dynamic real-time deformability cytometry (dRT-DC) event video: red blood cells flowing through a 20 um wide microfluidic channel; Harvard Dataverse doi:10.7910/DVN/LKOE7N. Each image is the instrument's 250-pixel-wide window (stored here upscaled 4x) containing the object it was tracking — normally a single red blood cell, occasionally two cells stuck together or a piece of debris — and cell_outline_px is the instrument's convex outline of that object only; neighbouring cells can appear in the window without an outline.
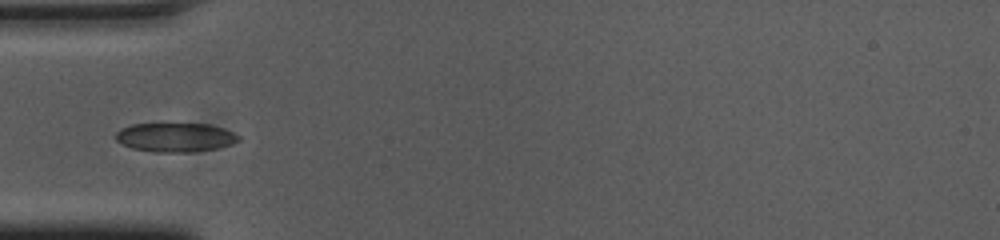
{"species": "common noctule bat (a hibernating species)", "species_latin": "Nyctalus noctula", "temperature_condition": "cold", "stored_images_in_passage": 39, "camera_frame_rate_fps": 3000, "um_per_image_px": 0.085, "animal": {"sex": "female", "body_mass_g": 23.0, "forearm_length_mm": 53.4}, "frame": {"image": 1, "passage_image": 1, "time_ms": 0.0, "image_size_px": [1000, 240], "cell_outline_px": [[240, 140], [232, 144], [216, 148], [188, 152], [156, 152], [132, 148], [116, 140], [116, 132], [120, 128], [132, 124], [208, 124], [224, 128], [240, 136]], "centroid_in_image_um": [14.91, 11.67], "position_along_channel_um": 70.1, "area_um2": 20.63}}
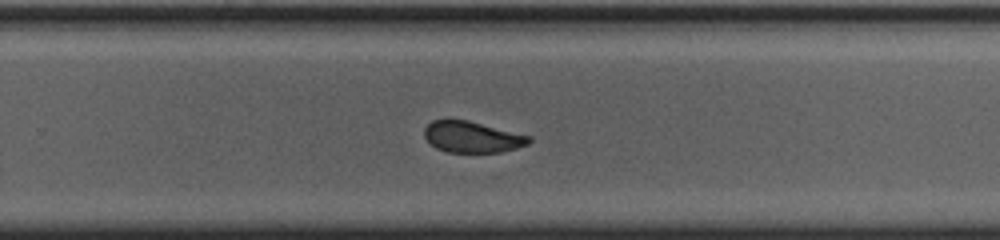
{"frame": {"image": 2, "passage_image": 19, "time_ms": 6.0, "image_size_px": [1000, 240], "cell_outline_px": [[532, 140], [528, 144], [516, 148], [500, 152], [448, 152], [436, 148], [424, 136], [424, 128], [432, 120], [448, 116], [468, 120], [532, 136]], "centroid_in_image_um": [40.1, 11.6], "position_along_channel_um": 289.7, "area_um2": 19.48}}
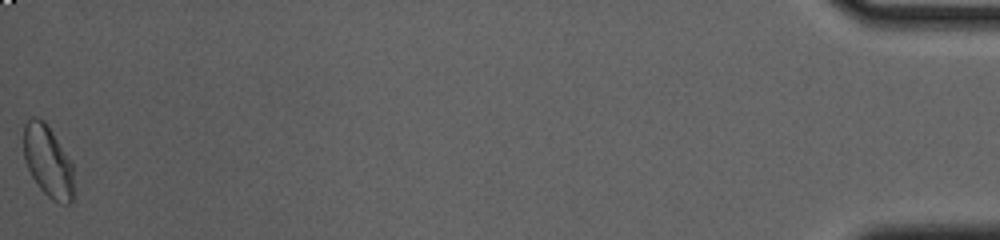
{"frame": {"image": 3, "passage_image": 39, "time_ms": 12.667, "image_size_px": [1000, 240], "cell_outline_px": [[72, 200], [68, 204], [60, 204], [52, 200], [40, 188], [32, 176], [24, 160], [24, 124], [32, 116], [36, 116], [44, 120], [48, 124], [72, 160]], "centroid_in_image_um": [4.07, 13.67], "position_along_channel_um": 431.1, "area_um2": 21.1}, "authors_computed_cell_mechanics": {"area_um2": 20.2878, "velocity_mm_per_s": 3.6577, "shape_relaxation_time_tau1_ms": 11.2118, "shape_relaxation_time_tau2_ms": 0.9766, "deformation_change_tau1": 0.1675, "deformation_change_tau2": 0.0407}}